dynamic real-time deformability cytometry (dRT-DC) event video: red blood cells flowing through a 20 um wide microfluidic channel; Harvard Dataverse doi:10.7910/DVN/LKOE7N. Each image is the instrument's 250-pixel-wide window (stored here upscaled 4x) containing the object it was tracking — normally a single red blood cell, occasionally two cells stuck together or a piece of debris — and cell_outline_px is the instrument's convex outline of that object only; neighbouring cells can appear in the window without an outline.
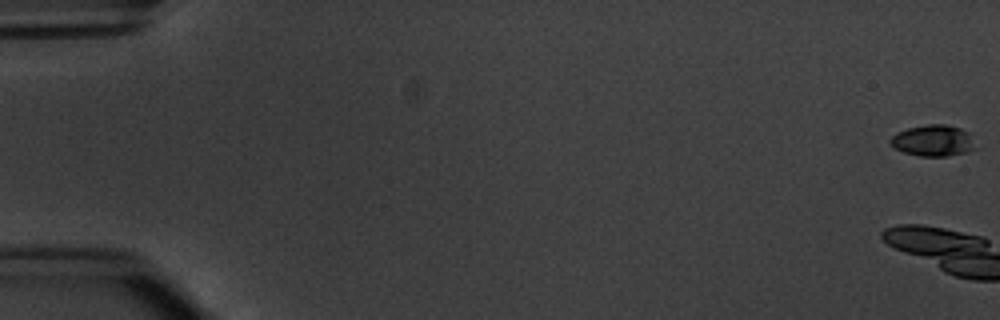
{"species": "common noctule bat (a hibernating species)", "species_latin": "Nyctalus noctula", "temperature_condition": "warm", "stored_images_in_passage": 4, "camera_frame_rate_fps": 3000, "um_per_image_px": 0.085, "animal": {"sex": "male", "body_mass_g": 20.1, "forearm_length_mm": 53.5}, "frame": {"image": 1, "passage_image": 1, "time_ms": 0.0, "image_size_px": [1000, 320], "cell_outline_px": [[976, 148], [968, 152], [948, 156], [920, 156], [904, 152], [896, 148], [888, 140], [896, 132], [908, 128], [928, 124], [944, 124], [960, 128], [968, 132]], "centroid_in_image_um": [79.31, 11.95], "position_along_channel_um": 5.7, "area_um2": 15.43}}